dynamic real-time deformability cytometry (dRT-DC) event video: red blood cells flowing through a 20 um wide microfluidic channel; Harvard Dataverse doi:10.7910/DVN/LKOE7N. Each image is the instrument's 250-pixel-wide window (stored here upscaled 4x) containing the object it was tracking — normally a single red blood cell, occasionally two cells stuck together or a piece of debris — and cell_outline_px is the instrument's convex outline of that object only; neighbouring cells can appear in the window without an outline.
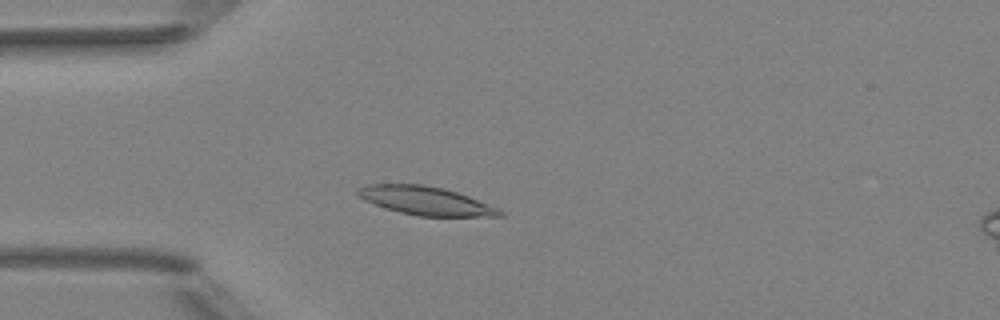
{"species": "Egyptian fruit bat (a non-hibernating species)", "species_latin": "Rousettus aegyptiacus", "temperature_condition": "room temperature", "stored_images_in_passage": 42, "camera_frame_rate_fps": 3000, "um_per_image_px": 0.085, "animal": {"sex": "female"}, "frame": {"image": 1, "passage_image": 5, "time_ms": 1.333, "image_size_px": [1000, 320], "cell_outline_px": [[504, 216], [420, 216], [400, 212], [364, 200], [356, 192], [356, 188], [368, 184], [424, 184], [444, 188], [468, 196], [500, 208], [504, 212]], "centroid_in_image_um": [36.21, 17.05], "position_along_channel_um": 48.8, "area_um2": 23.41}}
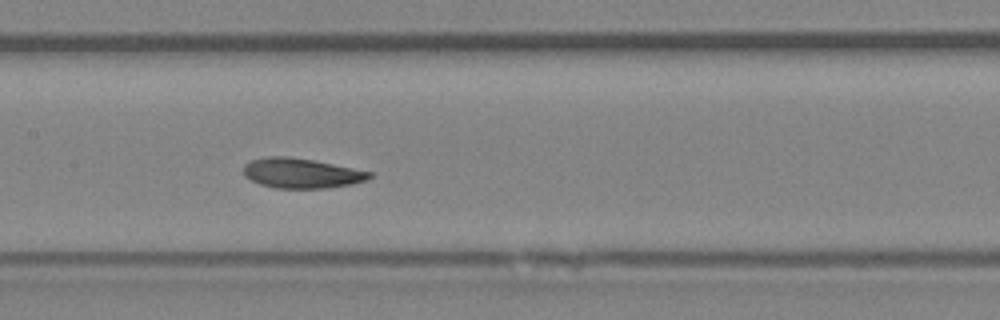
{"frame": {"image": 2, "passage_image": 16, "time_ms": 5.0, "image_size_px": [1000, 320], "cell_outline_px": [[372, 176], [364, 180], [352, 184], [324, 188], [276, 188], [260, 184], [244, 176], [244, 164], [252, 160], [268, 156], [288, 156], [312, 160], [372, 172]], "centroid_in_image_um": [25.59, 14.72], "position_along_channel_um": 181.8, "area_um2": 21.68}}
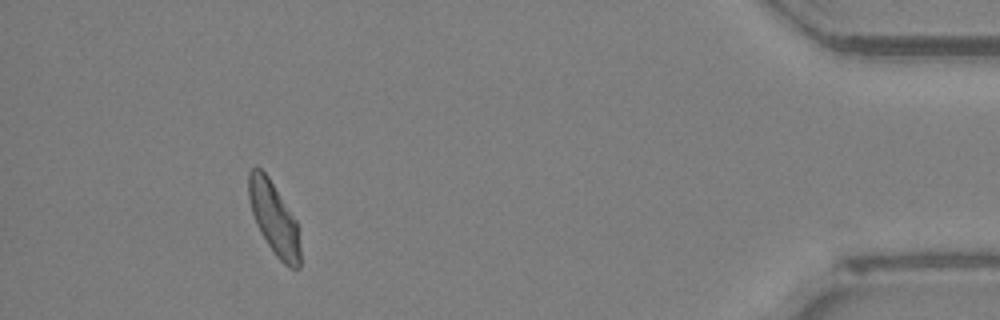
{"frame": {"image": 3, "passage_image": 38, "time_ms": 12.333, "image_size_px": [1000, 320], "cell_outline_px": [[300, 268], [288, 268], [276, 256], [260, 232], [256, 224], [252, 212], [248, 196], [248, 172], [252, 168], [260, 168], [268, 176], [296, 220], [300, 248]], "centroid_in_image_um": [23.28, 18.57], "position_along_channel_um": 411.9, "area_um2": 21.56}, "authors_computed_cell_mechanics": {"area_um2": 22.4553, "velocity_mm_per_s": 3.9803, "shape_relaxation_time_tau1_ms": 2.5026, "shape_relaxation_time_tau2_ms": 1.9703, "deformation_change_tau1": 0.1401, "deformation_change_tau2": 0.0787}}